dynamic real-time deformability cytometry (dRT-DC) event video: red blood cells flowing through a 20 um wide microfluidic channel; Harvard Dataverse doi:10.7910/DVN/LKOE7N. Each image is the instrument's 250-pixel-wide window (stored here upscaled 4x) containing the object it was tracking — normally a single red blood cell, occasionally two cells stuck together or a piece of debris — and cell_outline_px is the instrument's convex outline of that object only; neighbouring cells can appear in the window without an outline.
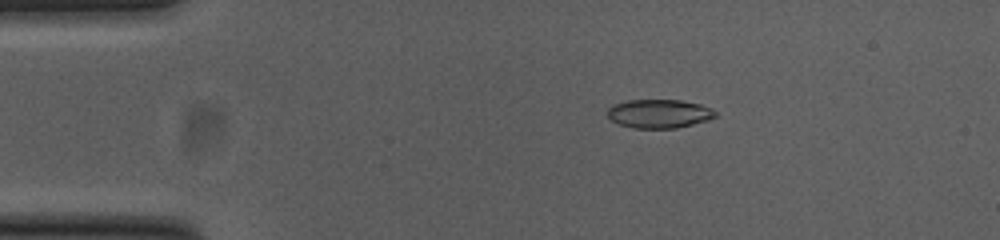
{"species": "common noctule bat (a hibernating species)", "species_latin": "Nyctalus noctula", "temperature_condition": "cold", "stored_images_in_passage": 54, "camera_frame_rate_fps": 3000, "um_per_image_px": 0.085, "animal": {"sex": "female", "body_mass_g": 23.0, "forearm_length_mm": 53.4}, "frame": {"image": 1, "passage_image": 10, "time_ms": 3.0, "image_size_px": [1000, 240], "cell_outline_px": [[716, 116], [708, 120], [676, 128], [632, 128], [620, 124], [612, 120], [608, 116], [608, 108], [612, 104], [628, 100], [680, 100], [700, 104], [712, 108], [716, 112]], "centroid_in_image_um": [56.03, 9.65], "position_along_channel_um": 29.0, "area_um2": 18.03}}
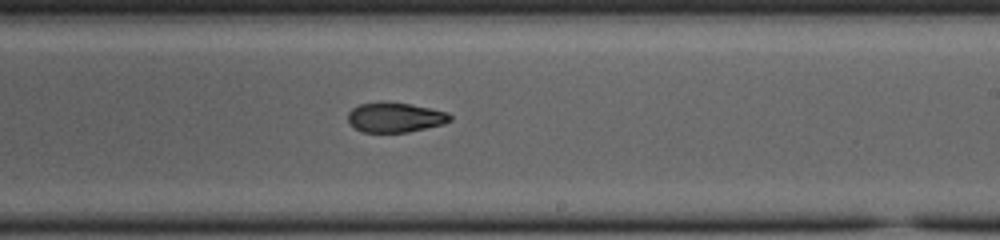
{"frame": {"image": 2, "passage_image": 32, "time_ms": 10.333, "image_size_px": [1000, 240], "cell_outline_px": [[452, 120], [444, 124], [408, 132], [364, 132], [352, 128], [348, 120], [348, 112], [352, 108], [360, 104], [380, 100], [388, 100], [412, 104], [432, 108], [448, 112], [452, 116]], "centroid_in_image_um": [33.58, 9.95], "position_along_channel_um": 255.4, "area_um2": 18.32}}
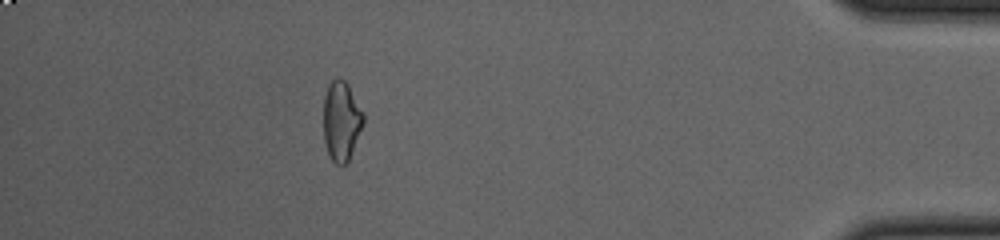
{"frame": {"image": 3, "passage_image": 48, "time_ms": 15.667, "image_size_px": [1000, 240], "cell_outline_px": [[364, 124], [348, 160], [344, 164], [336, 164], [328, 156], [324, 140], [324, 96], [328, 84], [336, 76], [340, 76], [348, 84], [364, 112]], "centroid_in_image_um": [29.02, 10.24], "position_along_channel_um": 406.2, "area_um2": 18.73}, "authors_computed_cell_mechanics": {"area_um2": 18.5538, "velocity_mm_per_s": 3.8189, "shape_relaxation_time_tau1_ms": 4.728, "shape_relaxation_time_tau2_ms": 5.5206, "deformation_change_tau1": 0.1618, "deformation_change_tau2": 0.119}}